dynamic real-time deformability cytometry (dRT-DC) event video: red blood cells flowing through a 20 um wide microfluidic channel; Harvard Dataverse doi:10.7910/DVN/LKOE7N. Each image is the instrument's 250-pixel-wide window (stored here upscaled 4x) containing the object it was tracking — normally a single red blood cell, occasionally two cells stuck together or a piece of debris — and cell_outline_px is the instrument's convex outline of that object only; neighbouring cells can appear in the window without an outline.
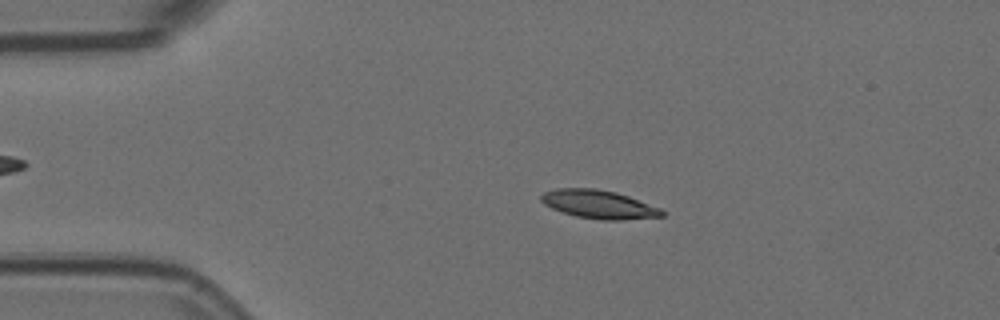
{"species": "Egyptian fruit bat (a non-hibernating species)", "species_latin": "Rousettus aegyptiacus", "temperature_condition": "room temperature", "stored_images_in_passage": 4, "camera_frame_rate_fps": 3000, "um_per_image_px": 0.085, "animal": {"sex": "female"}, "frame": {"image": 1, "passage_image": 1, "time_ms": 0.0, "image_size_px": [1000, 320], "cell_outline_px": [[664, 216], [620, 220], [600, 220], [576, 216], [552, 208], [544, 204], [540, 200], [540, 196], [544, 192], [556, 188], [596, 188], [616, 192], [628, 196], [660, 208], [664, 212]], "centroid_in_image_um": [50.88, 17.36], "position_along_channel_um": 34.1, "area_um2": 19.94}}
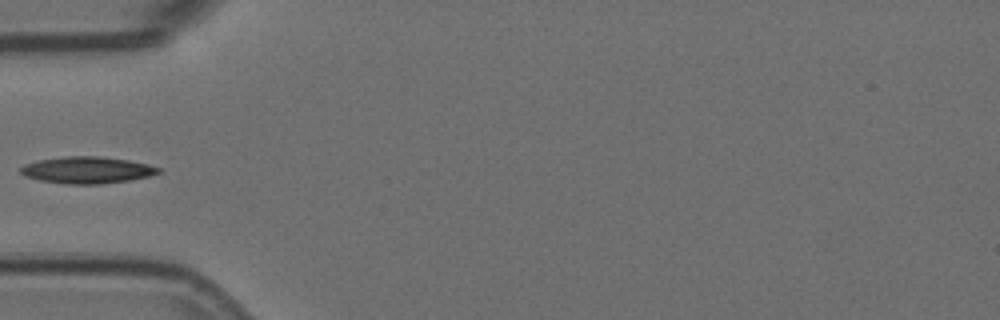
{"frame": {"image": 2, "passage_image": 3, "time_ms": 0.667, "image_size_px": [1000, 320], "cell_outline_px": [[164, 172], [148, 176], [128, 180], [100, 184], [64, 184], [40, 180], [24, 176], [20, 172], [20, 168], [24, 164], [40, 160], [64, 156], [100, 156], [128, 160], [148, 164], [160, 168]], "centroid_in_image_um": [7.41, 14.45], "position_along_channel_um": 77.6, "area_um2": 21.5}}